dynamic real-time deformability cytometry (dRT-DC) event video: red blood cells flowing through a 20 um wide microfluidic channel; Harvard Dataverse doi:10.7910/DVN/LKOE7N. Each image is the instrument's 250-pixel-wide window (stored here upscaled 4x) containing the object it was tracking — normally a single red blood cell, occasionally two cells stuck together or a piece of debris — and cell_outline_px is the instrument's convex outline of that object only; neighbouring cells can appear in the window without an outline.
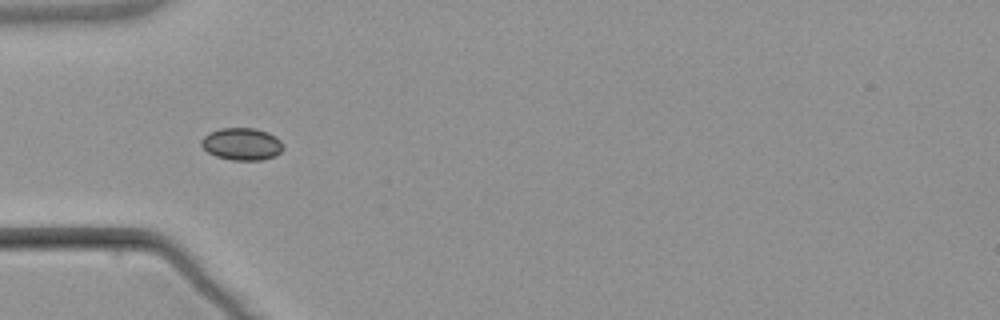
{"species": "common noctule bat (a hibernating species)", "species_latin": "Nyctalus noctula", "temperature_condition": "warm", "stored_images_in_passage": 5, "camera_frame_rate_fps": 3000, "um_per_image_px": 0.085, "animal": {"sex": "male", "body_mass_g": 21.5, "forearm_length_mm": 52.0}, "frame": {"image": 1, "passage_image": 3, "time_ms": 2.333, "image_size_px": [1000, 320], "cell_outline_px": [[284, 148], [276, 156], [260, 160], [232, 160], [216, 156], [208, 152], [200, 144], [200, 140], [208, 132], [220, 128], [256, 128], [268, 132], [276, 136], [280, 140]], "centroid_in_image_um": [20.55, 12.23], "position_along_channel_um": 64.4, "area_um2": 15.55}}
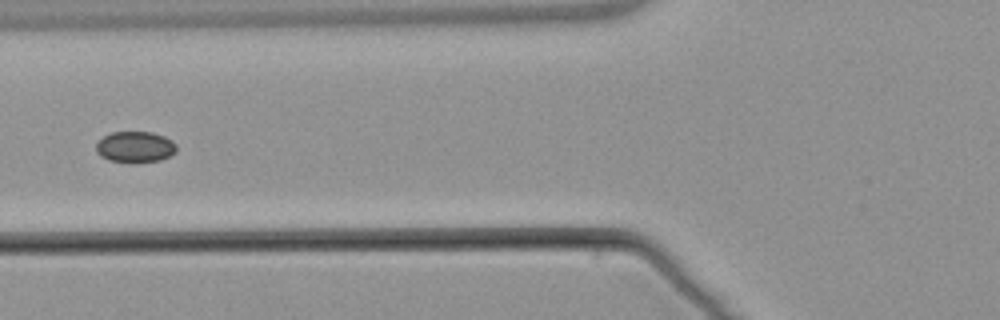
{"frame": {"image": 2, "passage_image": 4, "time_ms": 3.667, "image_size_px": [1000, 320], "cell_outline_px": [[176, 152], [160, 160], [132, 164], [108, 160], [100, 156], [96, 152], [96, 144], [104, 136], [112, 132], [152, 132], [164, 136], [172, 140], [176, 144]], "centroid_in_image_um": [11.48, 12.51], "position_along_channel_um": 114.3, "area_um2": 14.8}}